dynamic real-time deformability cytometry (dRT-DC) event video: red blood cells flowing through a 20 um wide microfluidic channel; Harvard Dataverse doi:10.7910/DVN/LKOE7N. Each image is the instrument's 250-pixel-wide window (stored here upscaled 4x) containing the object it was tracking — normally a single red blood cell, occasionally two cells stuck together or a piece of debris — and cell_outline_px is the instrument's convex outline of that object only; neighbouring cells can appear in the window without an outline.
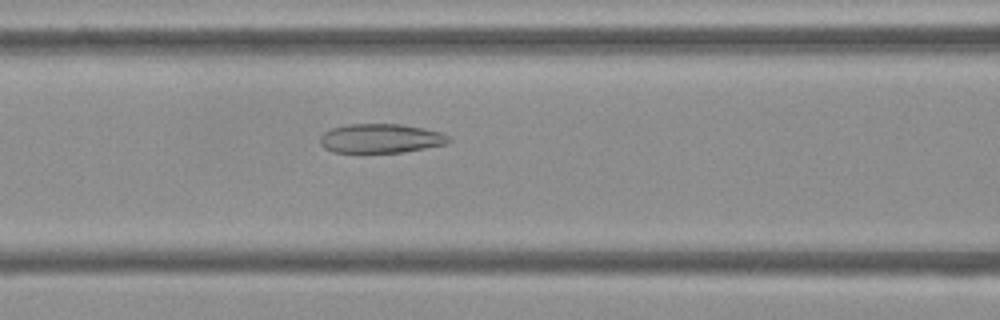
{"species": "Egyptian fruit bat (a non-hibernating species)", "species_latin": "Rousettus aegyptiacus", "temperature_condition": "cold", "stored_images_in_passage": 53, "camera_frame_rate_fps": 3000, "um_per_image_px": 0.085, "frame": {"image": 1, "passage_image": 22, "time_ms": 7.0, "image_size_px": [1000, 320], "cell_outline_px": [[452, 140], [448, 144], [404, 152], [332, 152], [324, 148], [320, 144], [320, 136], [324, 132], [332, 128], [348, 124], [400, 124], [424, 128], [440, 132], [448, 136]], "centroid_in_image_um": [32.37, 11.76], "position_along_channel_um": 134.2, "area_um2": 21.96}}
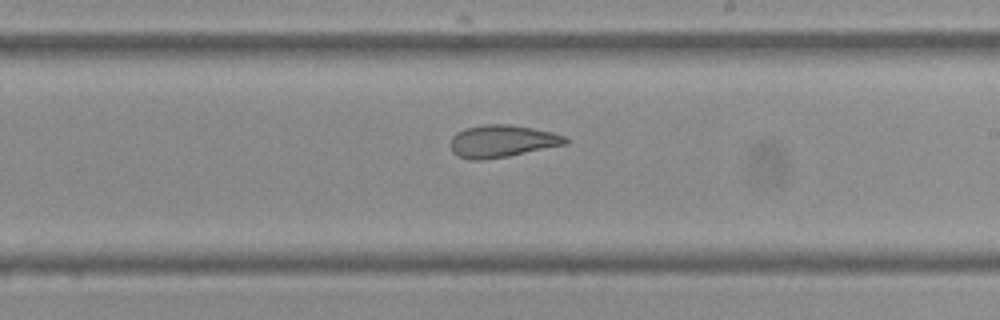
{"frame": {"image": 2, "passage_image": 31, "time_ms": 10.0, "image_size_px": [1000, 320], "cell_outline_px": [[568, 144], [508, 156], [484, 160], [468, 160], [452, 152], [452, 136], [456, 132], [468, 128], [484, 124], [508, 124], [532, 128], [552, 132], [564, 136], [568, 140]], "centroid_in_image_um": [42.69, 12.0], "position_along_channel_um": 246.3, "area_um2": 21.5}}
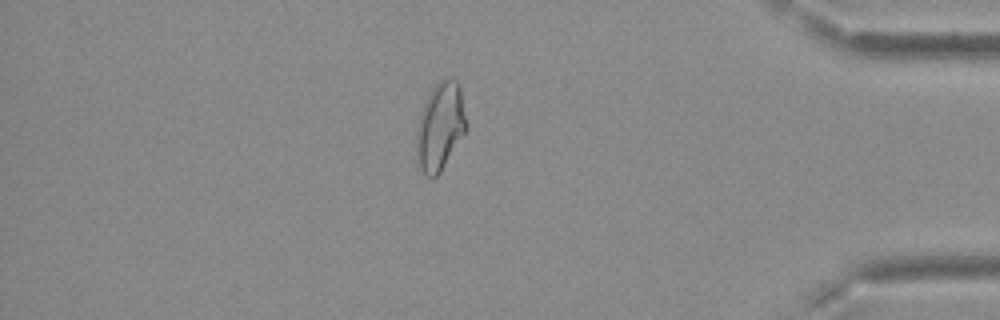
{"frame": {"image": 3, "passage_image": 46, "time_ms": 15.0, "image_size_px": [1000, 320], "cell_outline_px": [[468, 128], [440, 172], [432, 180], [420, 168], [416, 160], [416, 128], [424, 104], [432, 88], [440, 80], [456, 80], [460, 84]], "centroid_in_image_um": [37.42, 10.78], "position_along_channel_um": 397.8, "area_um2": 25.49}, "authors_computed_cell_mechanics": {"area_um2": 24.2182, "velocity_mm_per_s": 3.7386, "shape_relaxation_time_tau1_ms": null, "shape_relaxation_time_tau2_ms": 2.139, "deformation_change_tau1": null, "deformation_change_tau2": 0.1056}}